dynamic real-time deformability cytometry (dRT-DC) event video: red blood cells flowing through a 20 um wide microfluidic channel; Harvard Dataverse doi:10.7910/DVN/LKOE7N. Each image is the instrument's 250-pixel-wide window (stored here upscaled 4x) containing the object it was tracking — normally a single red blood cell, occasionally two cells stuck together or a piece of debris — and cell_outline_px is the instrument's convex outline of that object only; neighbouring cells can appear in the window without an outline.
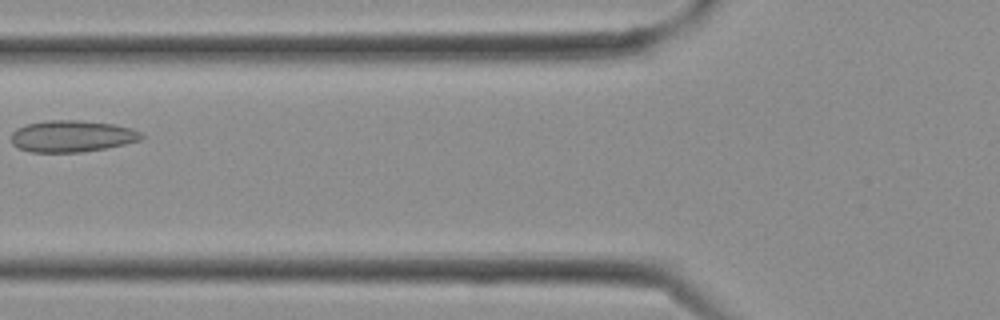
{"species": "Egyptian fruit bat (a non-hibernating species)", "species_latin": "Rousettus aegyptiacus", "temperature_condition": "cold", "stored_images_in_passage": 25, "camera_frame_rate_fps": 3000, "um_per_image_px": 0.085, "frame": {"image": 1, "passage_image": 7, "time_ms": 2.0, "image_size_px": [1000, 320], "cell_outline_px": [[144, 136], [140, 140], [124, 144], [104, 148], [80, 152], [32, 152], [20, 148], [12, 144], [12, 132], [16, 128], [28, 124], [48, 120], [80, 120], [116, 124], [132, 128], [140, 132]], "centroid_in_image_um": [6.13, 11.56], "position_along_channel_um": 119.7, "area_um2": 23.93}}
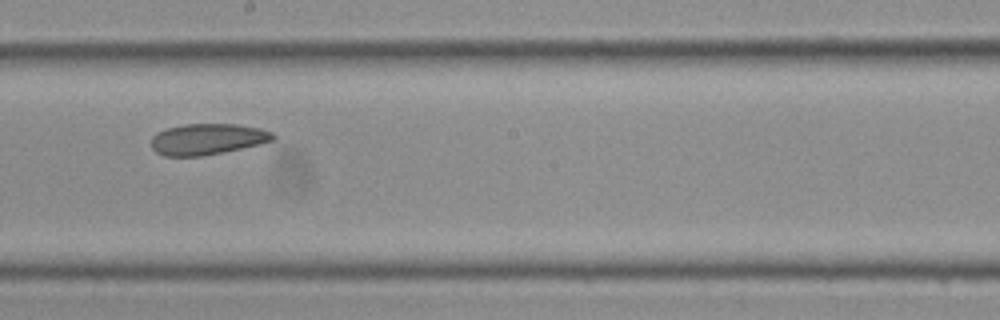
{"frame": {"image": 2, "passage_image": 12, "time_ms": 3.667, "image_size_px": [1000, 320], "cell_outline_px": [[276, 140], [260, 144], [204, 156], [164, 156], [156, 152], [152, 148], [152, 136], [156, 132], [168, 128], [184, 124], [236, 124], [260, 128], [272, 132], [276, 136]], "centroid_in_image_um": [17.65, 11.83], "position_along_channel_um": 230.6, "area_um2": 22.14}}
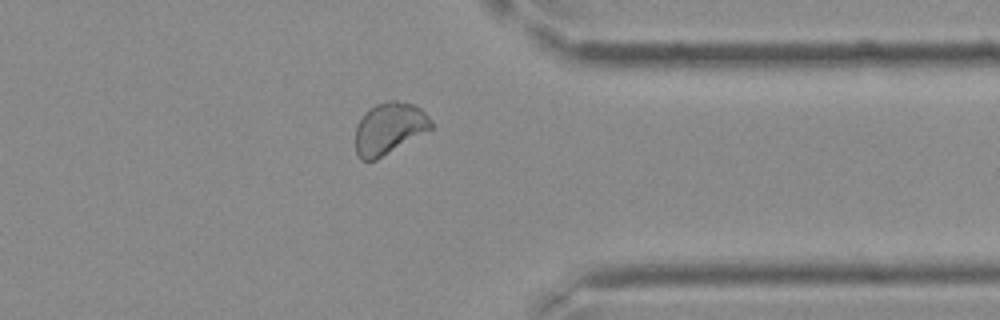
{"frame": {"image": 3, "passage_image": 19, "time_ms": 6.0, "image_size_px": [1000, 320], "cell_outline_px": [[432, 128], [376, 160], [360, 160], [356, 152], [356, 124], [364, 112], [376, 104], [392, 100], [396, 100], [412, 104], [420, 108], [432, 120]], "centroid_in_image_um": [33.06, 10.9], "position_along_channel_um": 378.3, "area_um2": 22.6}}